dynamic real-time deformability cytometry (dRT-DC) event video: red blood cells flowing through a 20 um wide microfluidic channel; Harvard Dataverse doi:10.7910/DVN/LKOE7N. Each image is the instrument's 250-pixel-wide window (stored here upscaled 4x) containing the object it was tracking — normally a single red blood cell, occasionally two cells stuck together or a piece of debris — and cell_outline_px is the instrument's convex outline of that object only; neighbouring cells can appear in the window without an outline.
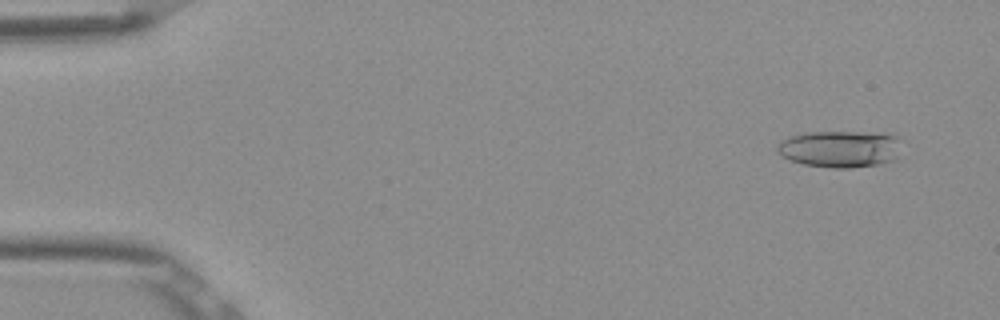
{"species": "Egyptian fruit bat (a non-hibernating species)", "species_latin": "Rousettus aegyptiacus", "temperature_condition": "room temperature", "stored_images_in_passage": 4, "camera_frame_rate_fps": 3000, "um_per_image_px": 0.085, "frame": {"image": 1, "passage_image": 1, "time_ms": 0.0, "image_size_px": [1000, 320], "cell_outline_px": [[896, 160], [876, 164], [848, 168], [832, 168], [804, 164], [792, 160], [784, 156], [776, 148], [776, 144], [780, 140], [788, 136], [808, 132], [888, 132], [896, 136]], "centroid_in_image_um": [71.36, 12.64], "position_along_channel_um": 13.6, "area_um2": 26.47}}